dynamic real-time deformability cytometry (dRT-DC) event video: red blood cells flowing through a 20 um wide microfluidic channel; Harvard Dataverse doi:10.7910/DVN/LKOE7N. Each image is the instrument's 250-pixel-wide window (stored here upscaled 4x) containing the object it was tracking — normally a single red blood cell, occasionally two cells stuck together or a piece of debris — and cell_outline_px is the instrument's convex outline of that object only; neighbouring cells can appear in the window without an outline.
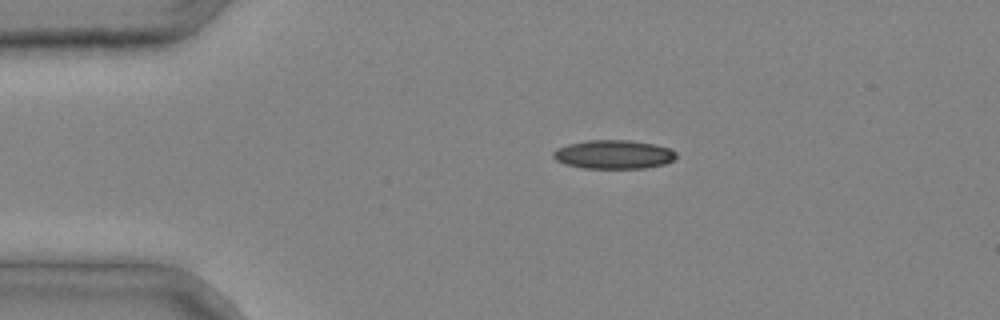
{"species": "common noctule bat (a hibernating species)", "species_latin": "Nyctalus noctula", "temperature_condition": "cold", "stored_images_in_passage": 2, "camera_frame_rate_fps": 3000, "um_per_image_px": 0.085, "animal": {"sex": "male", "body_mass_g": 20.4}, "frame": {"image": 1, "passage_image": 1, "time_ms": 0.0, "image_size_px": [1000, 320], "cell_outline_px": [[676, 156], [672, 160], [664, 164], [644, 168], [584, 168], [564, 164], [556, 160], [552, 156], [552, 152], [556, 148], [568, 144], [588, 140], [628, 140], [656, 144], [668, 148], [676, 152]], "centroid_in_image_um": [52.12, 13.12], "position_along_channel_um": 32.9, "area_um2": 20.63}}